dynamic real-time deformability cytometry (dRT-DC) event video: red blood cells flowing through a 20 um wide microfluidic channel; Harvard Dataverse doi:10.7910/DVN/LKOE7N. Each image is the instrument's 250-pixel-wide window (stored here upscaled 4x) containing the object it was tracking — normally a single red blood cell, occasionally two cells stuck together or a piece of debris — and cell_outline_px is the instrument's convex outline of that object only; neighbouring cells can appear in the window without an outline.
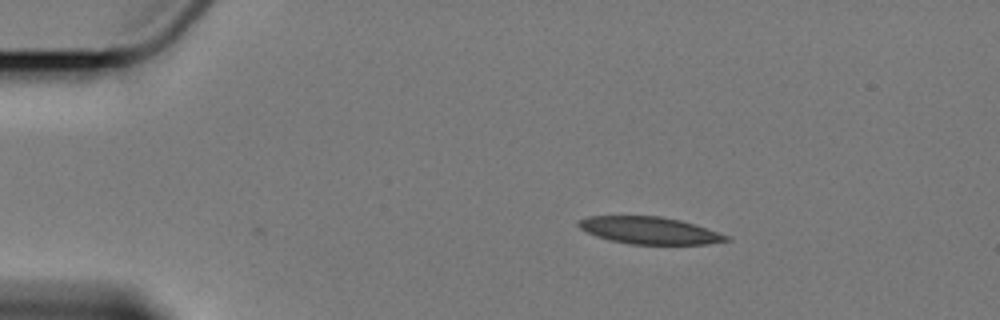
{"species": "Egyptian fruit bat (a non-hibernating species)", "species_latin": "Rousettus aegyptiacus", "temperature_condition": "cold", "stored_images_in_passage": 3, "camera_frame_rate_fps": 3000, "um_per_image_px": 0.085, "animal": {"sex": "female"}, "frame": {"image": 1, "passage_image": 1, "time_ms": 0.0, "image_size_px": [1000, 320], "cell_outline_px": [[732, 240], [708, 244], [632, 244], [612, 240], [596, 236], [580, 228], [576, 224], [580, 220], [588, 216], [660, 216], [680, 220], [728, 236]], "centroid_in_image_um": [55.19, 19.59], "position_along_channel_um": 29.8, "area_um2": 22.95}}